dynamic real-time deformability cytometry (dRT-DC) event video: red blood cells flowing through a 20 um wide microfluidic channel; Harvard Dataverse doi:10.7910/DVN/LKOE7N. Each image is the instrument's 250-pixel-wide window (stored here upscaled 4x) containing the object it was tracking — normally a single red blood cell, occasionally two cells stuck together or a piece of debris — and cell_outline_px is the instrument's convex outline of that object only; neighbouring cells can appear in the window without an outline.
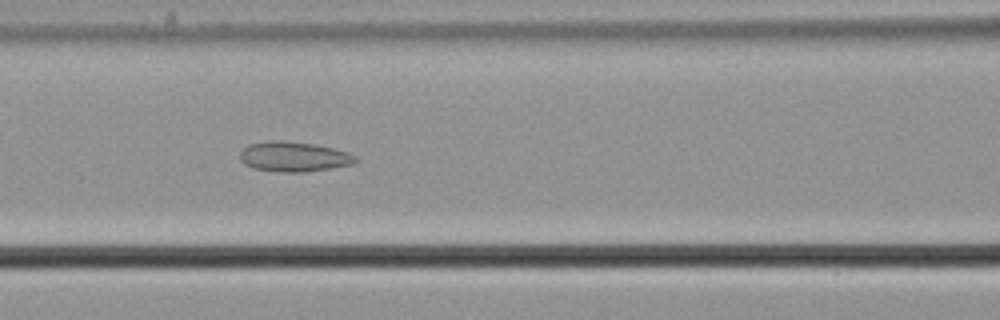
{"species": "common noctule bat (a hibernating species)", "species_latin": "Nyctalus noctula", "temperature_condition": "cold", "stored_images_in_passage": 55, "camera_frame_rate_fps": 3000, "um_per_image_px": 0.085, "animal": {"sex": "male", "body_mass_g": 21.5, "forearm_length_mm": 52.0}, "frame": {"image": 1, "passage_image": 24, "time_ms": 7.667, "image_size_px": [1000, 320], "cell_outline_px": [[360, 160], [356, 164], [332, 168], [304, 172], [280, 172], [252, 168], [244, 164], [240, 160], [240, 152], [248, 144], [268, 140], [280, 140], [316, 144], [348, 152], [356, 156]], "centroid_in_image_um": [25.0, 13.32], "position_along_channel_um": 141.6, "area_um2": 20.52}}
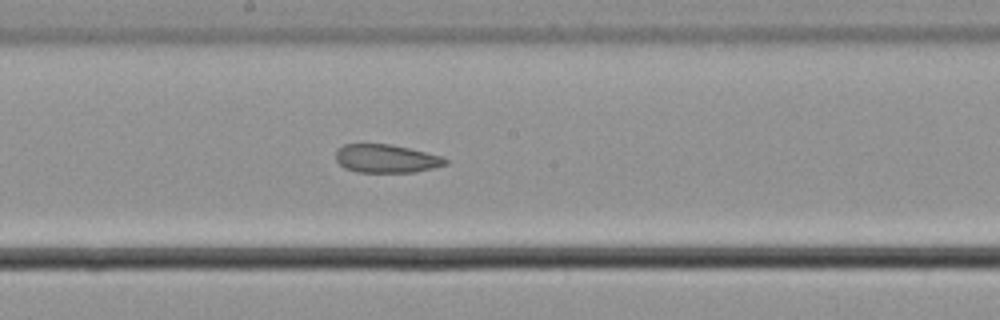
{"frame": {"image": 2, "passage_image": 30, "time_ms": 9.667, "image_size_px": [1000, 320], "cell_outline_px": [[448, 164], [416, 172], [356, 172], [344, 168], [336, 160], [336, 148], [344, 144], [392, 144], [440, 156], [448, 160]], "centroid_in_image_um": [32.79, 13.48], "position_along_channel_um": 215.4, "area_um2": 18.09}}
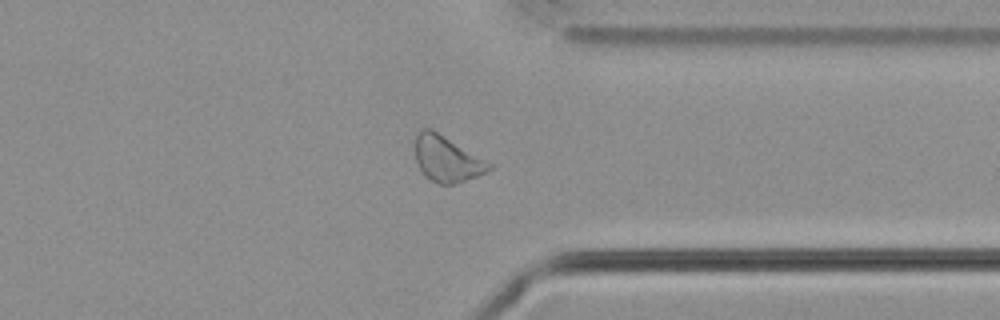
{"frame": {"image": 3, "passage_image": 43, "time_ms": 14.0, "image_size_px": [1000, 320], "cell_outline_px": [[492, 168], [488, 172], [456, 184], [440, 184], [424, 176], [416, 160], [416, 136], [424, 128], [432, 128], [492, 164]], "centroid_in_image_um": [38.0, 13.52], "position_along_channel_um": 373.4, "area_um2": 19.54}, "authors_computed_cell_mechanics": {"area_um2": 21.7328, "velocity_mm_per_s": 3.7, "shape_relaxation_time_tau1_ms": null, "shape_relaxation_time_tau2_ms": 6.7508, "deformation_change_tau1": null, "deformation_change_tau2": 0.1273}}